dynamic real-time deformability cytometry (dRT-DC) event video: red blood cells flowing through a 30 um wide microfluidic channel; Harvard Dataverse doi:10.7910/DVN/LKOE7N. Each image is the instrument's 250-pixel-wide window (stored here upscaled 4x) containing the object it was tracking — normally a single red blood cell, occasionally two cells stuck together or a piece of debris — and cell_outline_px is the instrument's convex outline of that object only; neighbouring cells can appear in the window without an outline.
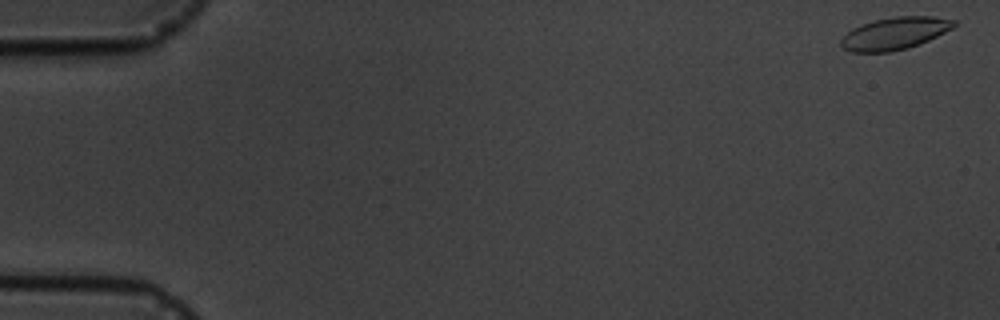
{"species": "common noctule bat (a hibernating species)", "species_latin": "Nyctalus noctula", "temperature_condition": "cold", "stored_images_in_passage": 3, "camera_frame_rate_fps": 3000, "um_per_image_px": 0.085, "animal": {"sex": "male", "body_mass_g": 19.5, "forearm_length_mm": 54.6}, "frame": {"image": 1, "passage_image": 1, "time_ms": 0.0, "image_size_px": [1000, 320], "cell_outline_px": [[956, 24], [952, 28], [920, 44], [908, 48], [892, 52], [848, 52], [840, 44], [840, 40], [852, 28], [876, 20], [892, 16], [932, 16], [956, 20]], "centroid_in_image_um": [76.05, 2.84], "position_along_channel_um": 9.0, "area_um2": 21.21}}